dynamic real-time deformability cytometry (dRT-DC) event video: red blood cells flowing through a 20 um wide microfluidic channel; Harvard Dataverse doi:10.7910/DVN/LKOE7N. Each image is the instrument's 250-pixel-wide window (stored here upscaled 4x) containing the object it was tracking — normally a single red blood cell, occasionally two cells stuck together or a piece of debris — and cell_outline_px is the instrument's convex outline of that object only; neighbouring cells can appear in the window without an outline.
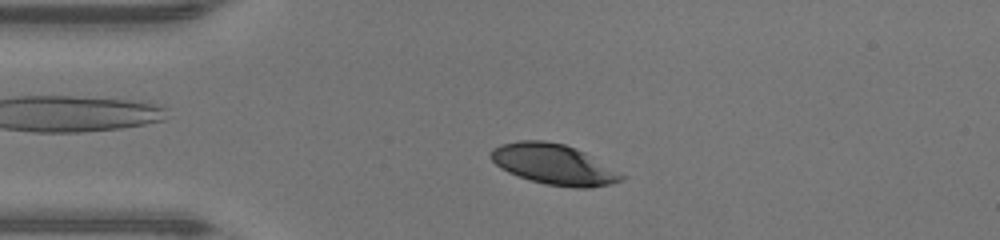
{"species": "human", "species_latin": "Homo sapiens", "temperature_condition": "warm", "stored_images_in_passage": 43, "camera_frame_rate_fps": 3000, "um_per_image_px": 0.085, "donor": {"sex": "male"}, "frame": {"image": 1, "passage_image": 7, "time_ms": 2.0, "image_size_px": [1000, 240], "cell_outline_px": [[624, 176], [620, 180], [612, 184], [588, 188], [572, 188], [548, 184], [532, 180], [508, 172], [500, 168], [488, 156], [492, 148], [500, 144], [520, 140], [544, 140], [564, 144], [576, 148], [584, 152]], "centroid_in_image_um": [47.0, 13.95], "position_along_channel_um": 38.0, "area_um2": 30.46}}
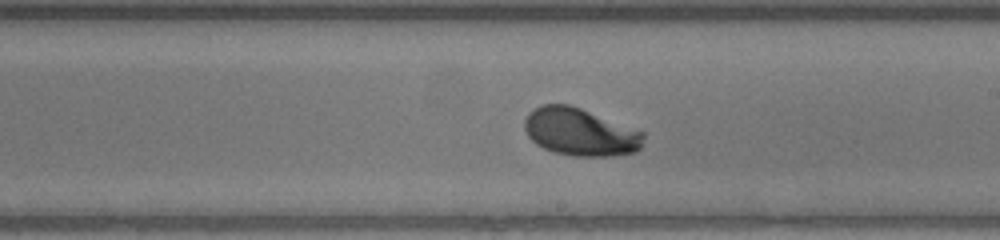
{"frame": {"image": 2, "passage_image": 23, "time_ms": 7.333, "image_size_px": [1000, 240], "cell_outline_px": [[644, 136], [640, 148], [636, 152], [608, 156], [572, 156], [556, 152], [544, 148], [536, 144], [528, 136], [524, 128], [524, 120], [528, 112], [540, 104], [568, 104], [580, 108], [644, 132]], "centroid_in_image_um": [49.28, 11.22], "position_along_channel_um": 239.7, "area_um2": 32.89}}
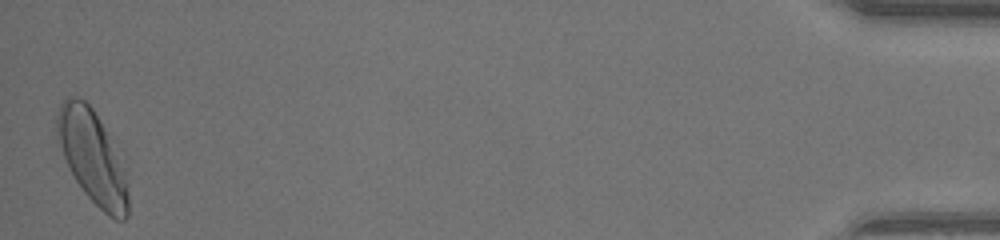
{"frame": {"image": 3, "passage_image": 43, "time_ms": 14.0, "image_size_px": [1000, 240], "cell_outline_px": [[128, 216], [124, 220], [116, 220], [108, 216], [84, 192], [76, 180], [64, 156], [60, 144], [56, 128], [56, 116], [60, 104], [68, 96], [76, 96], [84, 100], [92, 108], [108, 136], [124, 172], [128, 196]], "centroid_in_image_um": [7.83, 13.35], "position_along_channel_um": 427.4, "area_um2": 37.17}, "authors_computed_cell_mechanics": {"area_um2": 32.1946, "velocity_mm_per_s": 4.3555, "shape_relaxation_time_tau1_ms": 2.5346, "shape_relaxation_time_tau2_ms": null, "deformation_change_tau1": 0.1696, "deformation_change_tau2": null}}